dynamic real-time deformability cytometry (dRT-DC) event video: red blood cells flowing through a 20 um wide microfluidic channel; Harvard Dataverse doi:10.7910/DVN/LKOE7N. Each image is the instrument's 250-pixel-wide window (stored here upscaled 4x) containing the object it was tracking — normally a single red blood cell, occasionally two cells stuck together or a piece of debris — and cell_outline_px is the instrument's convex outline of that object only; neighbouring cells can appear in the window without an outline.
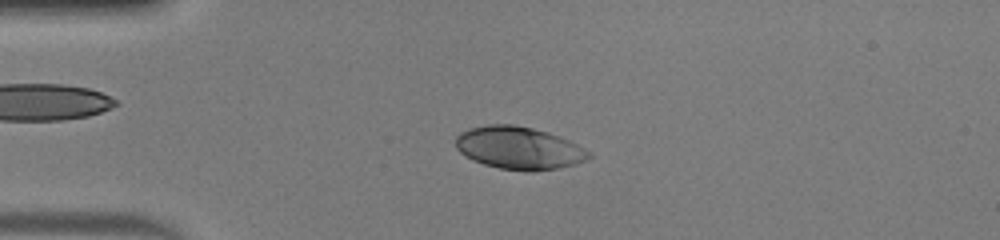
{"species": "human", "species_latin": "Homo sapiens", "temperature_condition": "warm", "stored_images_in_passage": 44, "camera_frame_rate_fps": 3000, "um_per_image_px": 0.085, "donor": {"sex": "male"}, "frame": {"image": 1, "passage_image": 8, "time_ms": 2.333, "image_size_px": [1000, 240], "cell_outline_px": [[592, 156], [576, 164], [560, 168], [532, 172], [528, 172], [500, 168], [484, 164], [472, 160], [460, 152], [456, 148], [456, 136], [460, 132], [468, 128], [488, 124], [512, 124], [532, 128], [548, 132], [560, 136], [592, 152]], "centroid_in_image_um": [44.11, 12.58], "position_along_channel_um": 40.9, "area_um2": 33.29}}
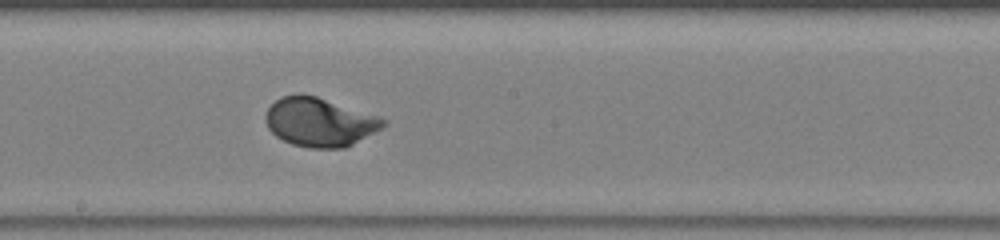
{"frame": {"image": 2, "passage_image": 23, "time_ms": 7.333, "image_size_px": [1000, 240], "cell_outline_px": [[388, 124], [384, 128], [344, 148], [308, 148], [292, 144], [276, 136], [268, 128], [264, 120], [264, 116], [268, 108], [280, 96], [296, 92], [300, 92], [316, 96], [388, 120]], "centroid_in_image_um": [27.14, 10.37], "position_along_channel_um": 221.1, "area_um2": 33.64}}
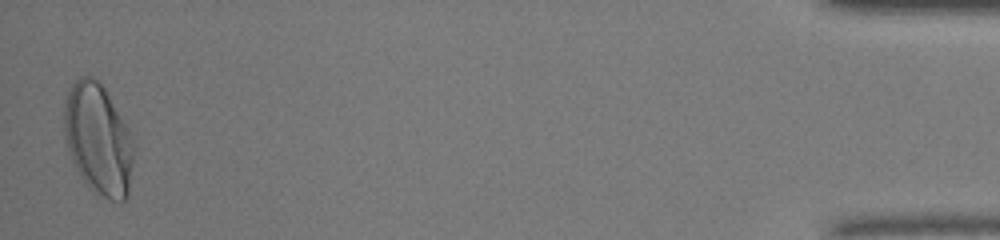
{"frame": {"image": 3, "passage_image": 44, "time_ms": 14.333, "image_size_px": [1000, 240], "cell_outline_px": [[132, 164], [128, 196], [124, 200], [108, 200], [92, 192], [88, 188], [76, 168], [72, 160], [68, 148], [64, 132], [64, 104], [68, 88], [80, 76], [92, 76], [104, 88], [128, 128], [132, 144]], "centroid_in_image_um": [8.32, 11.85], "position_along_channel_um": 426.9, "area_um2": 44.62}, "authors_computed_cell_mechanics": {"area_um2": 33.3217, "velocity_mm_per_s": 4.2237, "shape_relaxation_time_tau1_ms": 2.1608, "shape_relaxation_time_tau2_ms": null, "deformation_change_tau1": 0.178, "deformation_change_tau2": null}}